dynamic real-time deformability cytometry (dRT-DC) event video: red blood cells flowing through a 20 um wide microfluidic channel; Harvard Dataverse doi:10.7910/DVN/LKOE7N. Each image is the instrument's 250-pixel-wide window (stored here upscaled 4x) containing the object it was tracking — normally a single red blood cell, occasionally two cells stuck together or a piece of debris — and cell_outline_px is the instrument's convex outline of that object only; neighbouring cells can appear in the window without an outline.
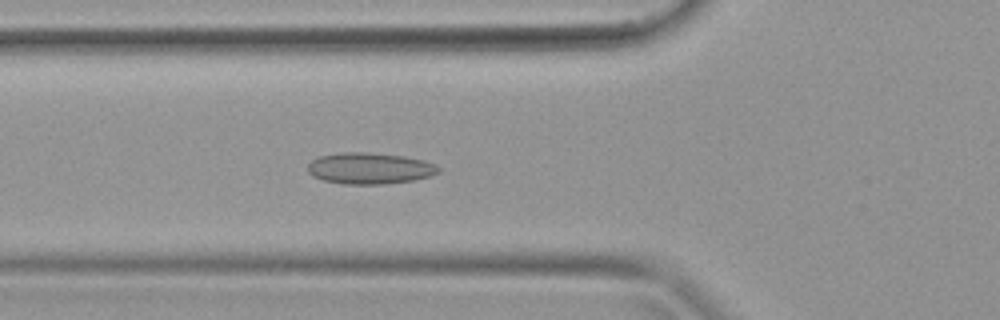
{"species": "common noctule bat (a hibernating species)", "species_latin": "Nyctalus noctula", "temperature_condition": "warm", "stored_images_in_passage": 39, "camera_frame_rate_fps": 3000, "um_per_image_px": 0.085, "animal": {"sex": "female", "body_mass_g": 19.9}, "frame": {"image": 1, "passage_image": 14, "time_ms": 4.333, "image_size_px": [1000, 320], "cell_outline_px": [[440, 172], [432, 176], [412, 180], [384, 184], [344, 184], [324, 180], [312, 176], [308, 172], [308, 164], [312, 160], [320, 156], [340, 152], [368, 152], [404, 156], [424, 160], [436, 164], [440, 168]], "centroid_in_image_um": [31.45, 14.3], "position_along_channel_um": 94.4, "area_um2": 23.99}}
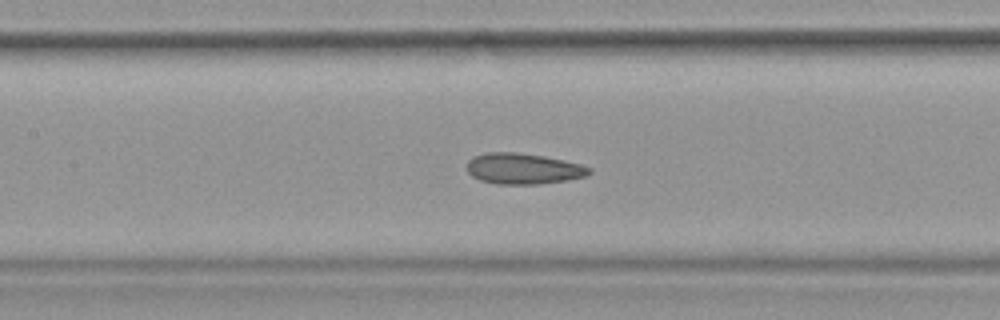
{"frame": {"image": 2, "passage_image": 18, "time_ms": 5.667, "image_size_px": [1000, 320], "cell_outline_px": [[592, 172], [584, 176], [568, 180], [540, 184], [496, 184], [480, 180], [472, 176], [468, 172], [468, 160], [472, 156], [484, 152], [516, 152], [544, 156], [564, 160], [580, 164], [592, 168]], "centroid_in_image_um": [44.46, 14.33], "position_along_channel_um": 162.9, "area_um2": 22.14}}
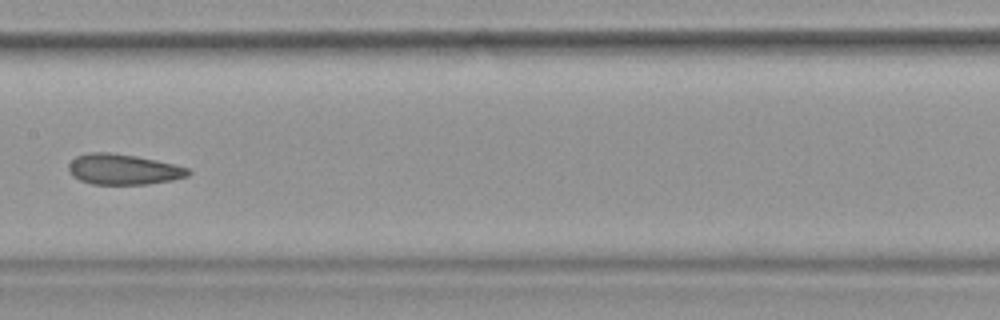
{"frame": {"image": 3, "passage_image": 20, "time_ms": 6.333, "image_size_px": [1000, 320], "cell_outline_px": [[192, 172], [188, 176], [172, 180], [148, 184], [92, 184], [80, 180], [72, 176], [68, 172], [68, 164], [76, 156], [88, 152], [112, 152], [136, 156], [156, 160], [188, 168]], "centroid_in_image_um": [10.45, 14.39], "position_along_channel_um": 197.0, "area_um2": 21.39}}